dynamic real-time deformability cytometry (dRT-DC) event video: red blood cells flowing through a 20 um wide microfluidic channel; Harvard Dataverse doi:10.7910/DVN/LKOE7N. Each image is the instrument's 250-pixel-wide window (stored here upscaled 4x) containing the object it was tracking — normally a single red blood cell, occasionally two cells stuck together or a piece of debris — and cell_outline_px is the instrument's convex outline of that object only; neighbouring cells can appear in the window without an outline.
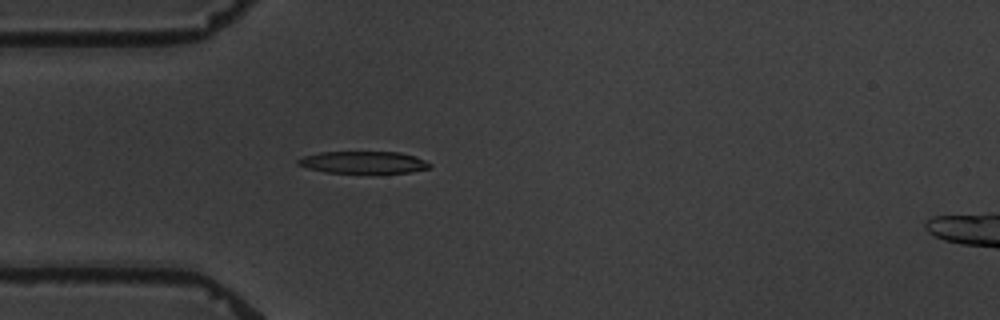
{"species": "common noctule bat (a hibernating species)", "species_latin": "Nyctalus noctula", "temperature_condition": "warm", "stored_images_in_passage": 2, "camera_frame_rate_fps": 3000, "um_per_image_px": 0.085, "animal": {"sex": "male", "body_mass_g": 19.5, "forearm_length_mm": 54.6}, "frame": {"image": 1, "passage_image": 1, "time_ms": 0.0, "image_size_px": [1000, 320], "cell_outline_px": [[432, 168], [408, 172], [324, 172], [308, 168], [296, 164], [296, 160], [304, 156], [320, 152], [400, 152], [416, 156], [432, 164]], "centroid_in_image_um": [30.89, 13.79], "position_along_channel_um": 54.1, "area_um2": 16.82}}